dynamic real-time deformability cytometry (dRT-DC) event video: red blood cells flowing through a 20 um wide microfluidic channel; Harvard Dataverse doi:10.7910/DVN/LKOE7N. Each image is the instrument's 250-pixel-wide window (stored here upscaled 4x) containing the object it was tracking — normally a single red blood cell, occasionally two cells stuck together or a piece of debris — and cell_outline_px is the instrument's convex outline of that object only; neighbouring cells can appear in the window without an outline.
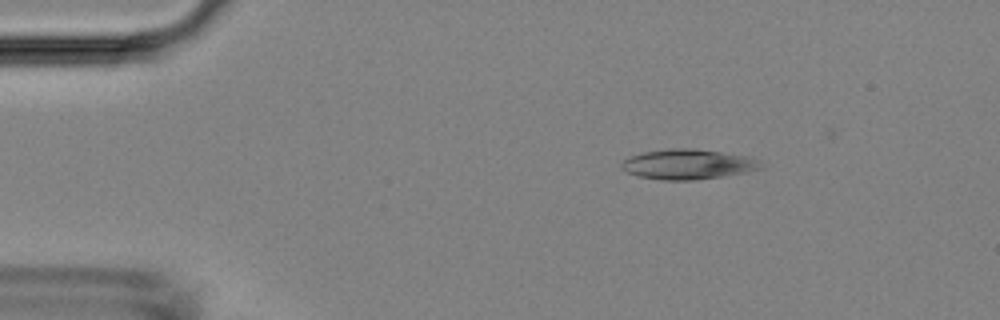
{"species": "Egyptian fruit bat (a non-hibernating species)", "species_latin": "Rousettus aegyptiacus", "temperature_condition": "room temperature", "stored_images_in_passage": 4, "camera_frame_rate_fps": 3000, "um_per_image_px": 0.085, "animal": {"sex": "female"}, "frame": {"image": 1, "passage_image": 3, "time_ms": 2.333, "image_size_px": [1000, 320], "cell_outline_px": [[764, 168], [748, 172], [696, 180], [664, 180], [636, 176], [620, 168], [620, 164], [628, 156], [644, 152], [668, 148], [692, 148], [752, 156]], "centroid_in_image_um": [58.46, 13.96], "position_along_channel_um": 26.5, "area_um2": 24.62}}